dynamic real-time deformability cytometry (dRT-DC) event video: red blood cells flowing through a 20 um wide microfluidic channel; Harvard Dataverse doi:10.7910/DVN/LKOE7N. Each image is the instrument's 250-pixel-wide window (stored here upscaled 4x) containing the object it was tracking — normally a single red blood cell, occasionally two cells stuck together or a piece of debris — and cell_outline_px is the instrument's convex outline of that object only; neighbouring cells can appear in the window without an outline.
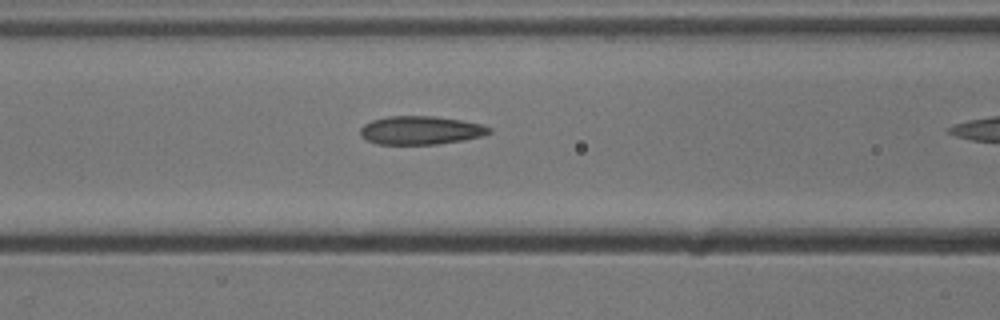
{"species": "common noctule bat (a hibernating species)", "species_latin": "Nyctalus noctula", "temperature_condition": "cold", "stored_images_in_passage": 11, "camera_frame_rate_fps": 3000, "um_per_image_px": 0.085, "animal": {"sex": "male", "body_mass_g": 13.3}, "frame": {"image": 1, "passage_image": 10, "time_ms": 3.0, "image_size_px": [1000, 320], "cell_outline_px": [[492, 132], [480, 136], [464, 140], [436, 144], [376, 144], [360, 136], [360, 128], [364, 124], [372, 120], [384, 116], [436, 116], [484, 124], [492, 128]], "centroid_in_image_um": [35.75, 11.06], "position_along_channel_um": 130.8, "area_um2": 21.5}}